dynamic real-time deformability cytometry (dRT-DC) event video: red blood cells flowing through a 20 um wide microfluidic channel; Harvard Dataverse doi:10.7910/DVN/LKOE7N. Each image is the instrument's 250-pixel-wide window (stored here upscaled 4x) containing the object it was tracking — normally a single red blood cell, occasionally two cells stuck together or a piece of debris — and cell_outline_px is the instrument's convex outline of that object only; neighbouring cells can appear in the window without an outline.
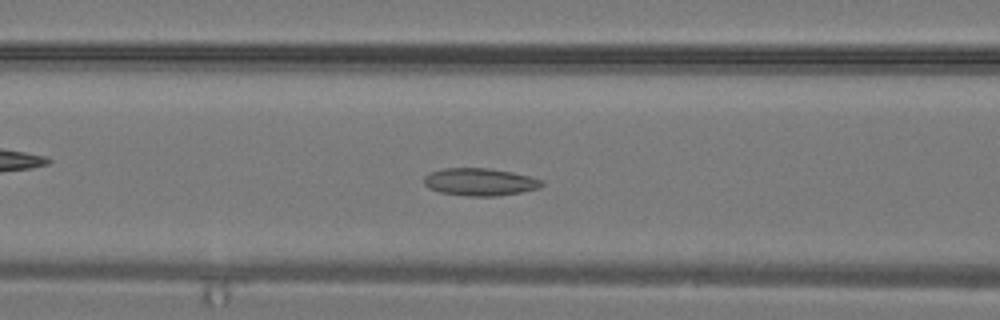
{"species": "common noctule bat (a hibernating species)", "species_latin": "Nyctalus noctula", "temperature_condition": "warm", "stored_images_in_passage": 28, "camera_frame_rate_fps": 3000, "um_per_image_px": 0.085, "animal": {"sex": "male", "body_mass_g": 19.2, "forearm_length_mm": 51.8}, "frame": {"image": 1, "passage_image": 9, "time_ms": 2.667, "image_size_px": [1000, 320], "cell_outline_px": [[544, 184], [540, 188], [520, 192], [496, 196], [468, 196], [440, 192], [428, 188], [424, 184], [424, 176], [432, 172], [444, 168], [488, 168], [512, 172], [544, 180]], "centroid_in_image_um": [40.8, 15.46], "position_along_channel_um": 125.8, "area_um2": 18.84}}
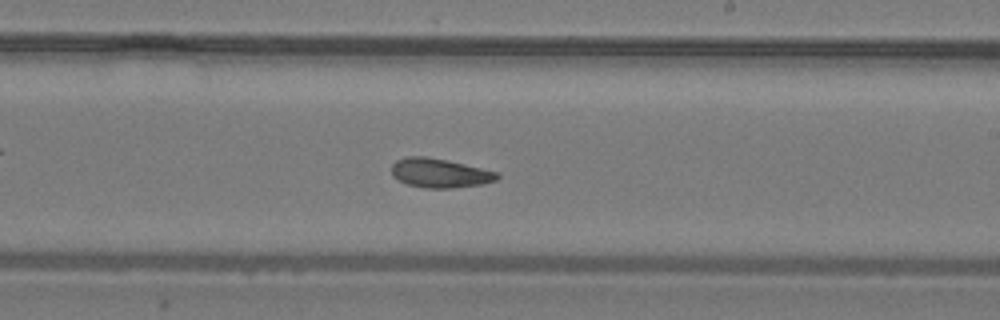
{"frame": {"image": 2, "passage_image": 15, "time_ms": 4.667, "image_size_px": [1000, 320], "cell_outline_px": [[500, 176], [496, 180], [484, 184], [448, 188], [428, 188], [408, 184], [392, 176], [392, 164], [396, 160], [408, 156], [424, 156], [448, 160], [500, 172]], "centroid_in_image_um": [37.42, 14.7], "position_along_channel_um": 251.6, "area_um2": 17.98}}
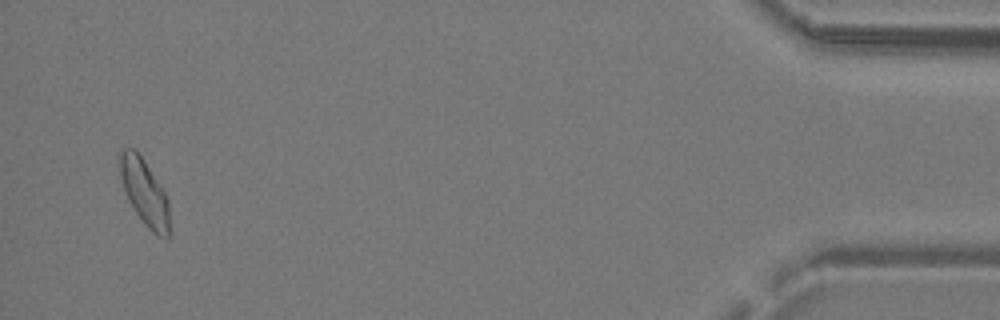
{"frame": {"image": 3, "passage_image": 27, "time_ms": 8.667, "image_size_px": [1000, 320], "cell_outline_px": [[168, 240], [156, 236], [148, 228], [136, 212], [128, 200], [120, 176], [116, 156], [124, 148], [136, 148], [160, 184], [168, 200]], "centroid_in_image_um": [12.24, 16.29], "position_along_channel_um": 423.0, "area_um2": 19.19}}